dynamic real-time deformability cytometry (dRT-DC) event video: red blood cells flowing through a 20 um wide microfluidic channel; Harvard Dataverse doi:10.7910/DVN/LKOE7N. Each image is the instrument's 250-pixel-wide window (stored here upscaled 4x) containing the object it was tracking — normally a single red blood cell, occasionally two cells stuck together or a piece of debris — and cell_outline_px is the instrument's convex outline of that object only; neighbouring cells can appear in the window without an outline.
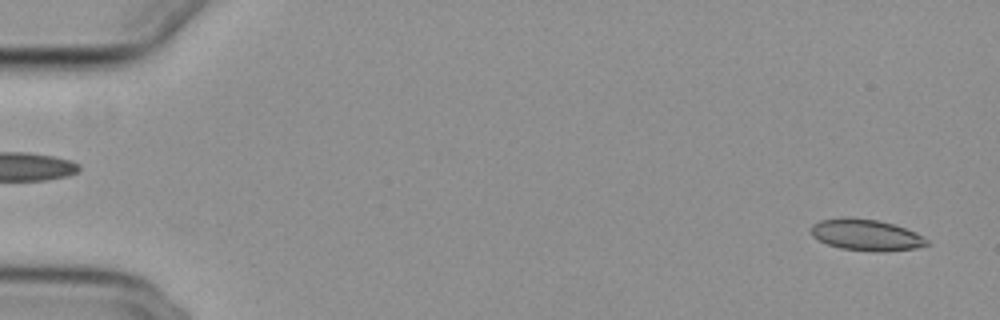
{"species": "common noctule bat (a hibernating species)", "species_latin": "Nyctalus noctula", "temperature_condition": "cold", "stored_images_in_passage": 54, "camera_frame_rate_fps": 3000, "um_per_image_px": 0.085, "animal": {"sex": "female", "body_mass_g": 29.2, "forearm_length_mm": 56.3}, "frame": {"image": 1, "passage_image": 2, "time_ms": 0.333, "image_size_px": [1000, 320], "cell_outline_px": [[932, 244], [916, 248], [888, 252], [876, 252], [840, 248], [828, 244], [812, 236], [812, 224], [820, 220], [880, 220], [916, 232], [928, 240]], "centroid_in_image_um": [73.72, 20.03], "position_along_channel_um": 11.3, "area_um2": 20.52}}
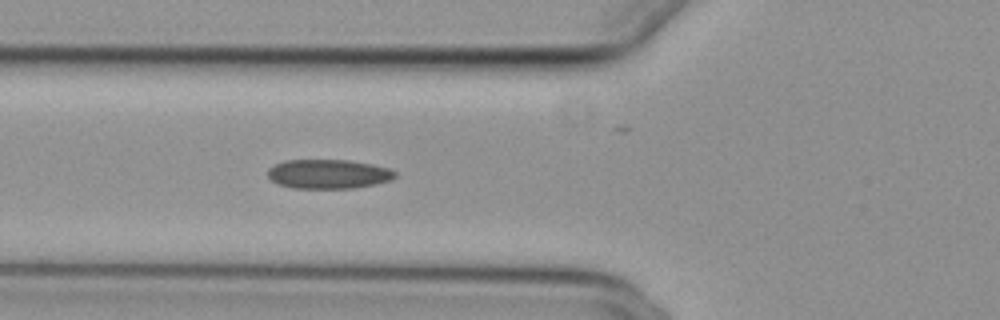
{"frame": {"image": 2, "passage_image": 20, "time_ms": 6.333, "image_size_px": [1000, 320], "cell_outline_px": [[396, 176], [392, 180], [376, 184], [356, 188], [292, 188], [276, 184], [268, 176], [268, 168], [284, 160], [348, 160], [372, 164], [392, 168], [396, 172]], "centroid_in_image_um": [27.94, 14.79], "position_along_channel_um": 97.9, "area_um2": 21.96}}
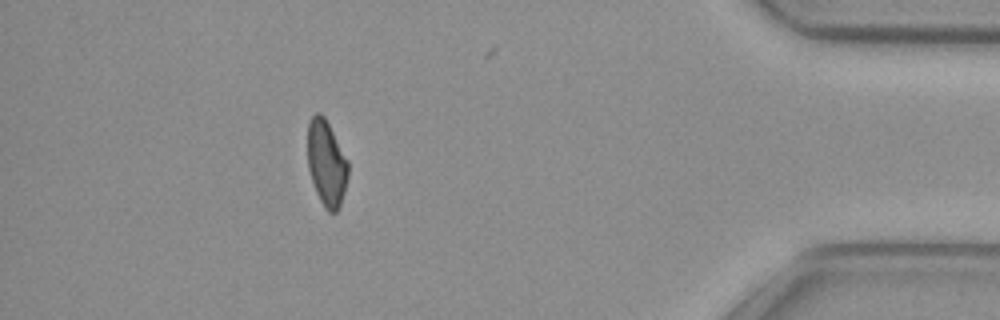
{"frame": {"image": 3, "passage_image": 48, "time_ms": 15.667, "image_size_px": [1000, 320], "cell_outline_px": [[348, 176], [344, 192], [340, 204], [336, 212], [328, 212], [324, 208], [316, 192], [308, 168], [308, 120], [316, 112], [320, 112], [324, 116], [348, 160]], "centroid_in_image_um": [27.75, 13.86], "position_along_channel_um": 407.5, "area_um2": 20.17}, "authors_computed_cell_mechanics": {"area_um2": 21.4149, "velocity_mm_per_s": 3.8474, "shape_relaxation_time_tau1_ms": null, "shape_relaxation_time_tau2_ms": 3.6707, "deformation_change_tau1": null, "deformation_change_tau2": 0.0833}}